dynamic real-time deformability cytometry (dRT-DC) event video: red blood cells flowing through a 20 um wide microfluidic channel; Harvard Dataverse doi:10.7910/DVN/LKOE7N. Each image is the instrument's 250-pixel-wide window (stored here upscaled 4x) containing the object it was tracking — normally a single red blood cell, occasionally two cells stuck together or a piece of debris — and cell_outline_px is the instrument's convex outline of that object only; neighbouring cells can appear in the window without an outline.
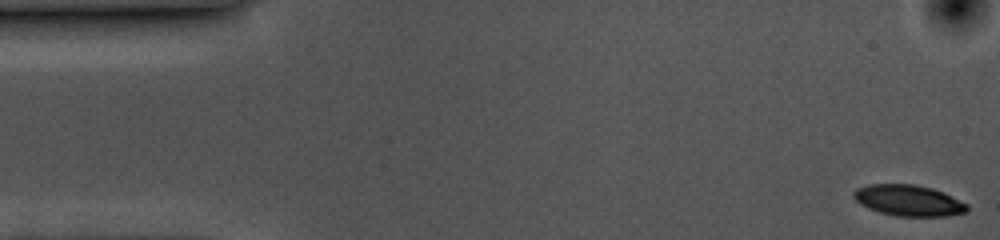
{"species": "common noctule bat (a hibernating species)", "species_latin": "Nyctalus noctula", "temperature_condition": "cold", "stored_images_in_passage": 12, "camera_frame_rate_fps": 3000, "um_per_image_px": 0.085, "animal": {"sex": "female", "body_mass_g": 10.0, "forearm_length_mm": 53.1}, "frame": {"image": 1, "passage_image": 1, "time_ms": 0.0, "image_size_px": [1000, 240], "cell_outline_px": [[968, 212], [944, 216], [896, 216], [880, 212], [868, 208], [860, 204], [852, 196], [852, 192], [856, 188], [868, 184], [916, 184], [932, 188], [944, 192], [968, 204]], "centroid_in_image_um": [77.22, 17.03], "position_along_channel_um": 7.8, "area_um2": 20.69}}